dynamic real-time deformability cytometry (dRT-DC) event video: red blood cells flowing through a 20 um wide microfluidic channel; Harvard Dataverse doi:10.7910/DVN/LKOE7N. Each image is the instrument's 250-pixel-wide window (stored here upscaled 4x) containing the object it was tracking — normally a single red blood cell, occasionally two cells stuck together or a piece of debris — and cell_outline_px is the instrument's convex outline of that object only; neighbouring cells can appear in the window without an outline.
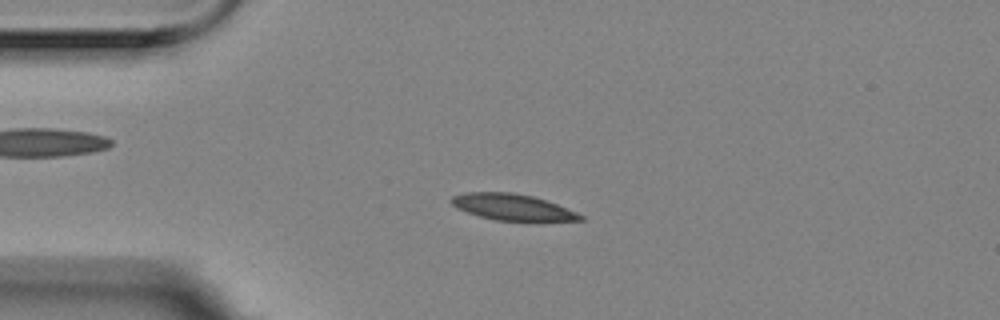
{"species": "Egyptian fruit bat (a non-hibernating species)", "species_latin": "Rousettus aegyptiacus", "temperature_condition": "room temperature", "stored_images_in_passage": 56, "camera_frame_rate_fps": 3000, "um_per_image_px": 0.085, "animal": {"sex": "female"}, "frame": {"image": 1, "passage_image": 13, "time_ms": 4.0, "image_size_px": [1000, 320], "cell_outline_px": [[584, 220], [496, 220], [480, 216], [456, 208], [452, 204], [452, 196], [468, 192], [512, 192], [532, 196], [556, 204], [576, 212], [584, 216]], "centroid_in_image_um": [43.53, 17.59], "position_along_channel_um": 41.5, "area_um2": 19.19}}
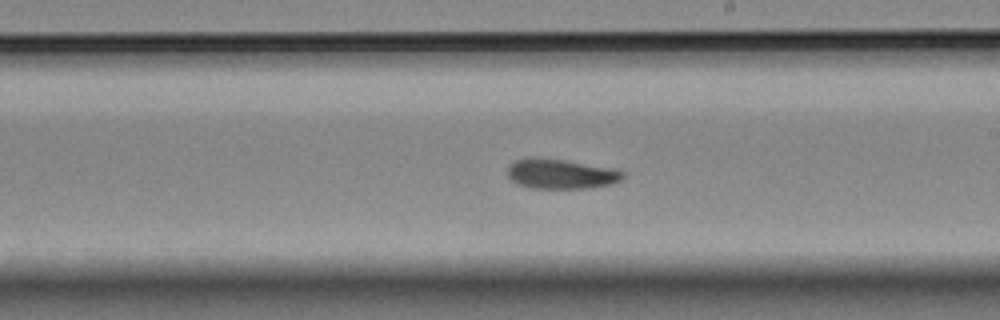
{"frame": {"image": 2, "passage_image": 32, "time_ms": 10.333, "image_size_px": [1000, 320], "cell_outline_px": [[624, 176], [620, 180], [612, 184], [588, 188], [532, 188], [516, 184], [508, 176], [508, 164], [516, 160], [564, 160], [616, 168], [624, 172]], "centroid_in_image_um": [47.74, 14.81], "position_along_channel_um": 241.3, "area_um2": 19.59}}
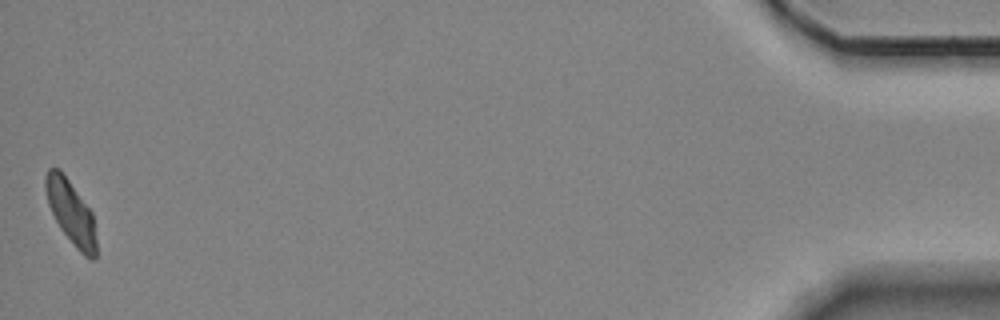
{"frame": {"image": 3, "passage_image": 56, "time_ms": 18.333, "image_size_px": [1000, 320], "cell_outline_px": [[96, 260], [92, 260], [84, 256], [76, 248], [60, 228], [48, 204], [44, 188], [44, 180], [48, 168], [60, 168], [92, 212], [96, 240]], "centroid_in_image_um": [6.02, 18.04], "position_along_channel_um": 429.2, "area_um2": 18.84}, "authors_computed_cell_mechanics": {"area_um2": 19.5653, "velocity_mm_per_s": 3.5099, "shape_relaxation_time_tau1_ms": 4.0047, "shape_relaxation_time_tau2_ms": 4.128, "deformation_change_tau1": 0.1361, "deformation_change_tau2": 0.0809}}